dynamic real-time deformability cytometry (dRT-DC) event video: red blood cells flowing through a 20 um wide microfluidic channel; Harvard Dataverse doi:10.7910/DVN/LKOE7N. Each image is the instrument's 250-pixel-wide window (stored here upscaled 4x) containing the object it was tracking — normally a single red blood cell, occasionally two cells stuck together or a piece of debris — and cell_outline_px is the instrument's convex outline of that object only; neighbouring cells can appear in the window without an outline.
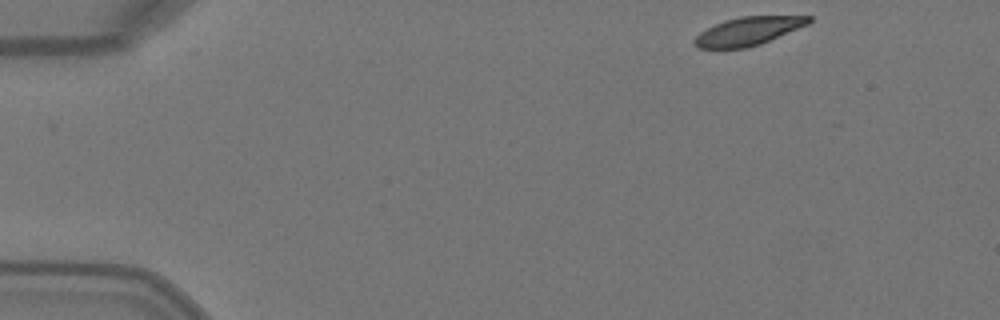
{"species": "Egyptian fruit bat (a non-hibernating species)", "species_latin": "Rousettus aegyptiacus", "temperature_condition": "warm", "stored_images_in_passage": 8, "camera_frame_rate_fps": 3000, "um_per_image_px": 0.085, "animal": {"sex": "female"}, "frame": {"image": 1, "passage_image": 1, "time_ms": 0.0, "image_size_px": [1000, 320], "cell_outline_px": [[812, 20], [808, 24], [760, 44], [748, 48], [696, 48], [692, 44], [692, 40], [700, 32], [724, 20], [740, 16], [812, 16]], "centroid_in_image_um": [63.56, 2.65], "position_along_channel_um": 21.4, "area_um2": 18.79}}